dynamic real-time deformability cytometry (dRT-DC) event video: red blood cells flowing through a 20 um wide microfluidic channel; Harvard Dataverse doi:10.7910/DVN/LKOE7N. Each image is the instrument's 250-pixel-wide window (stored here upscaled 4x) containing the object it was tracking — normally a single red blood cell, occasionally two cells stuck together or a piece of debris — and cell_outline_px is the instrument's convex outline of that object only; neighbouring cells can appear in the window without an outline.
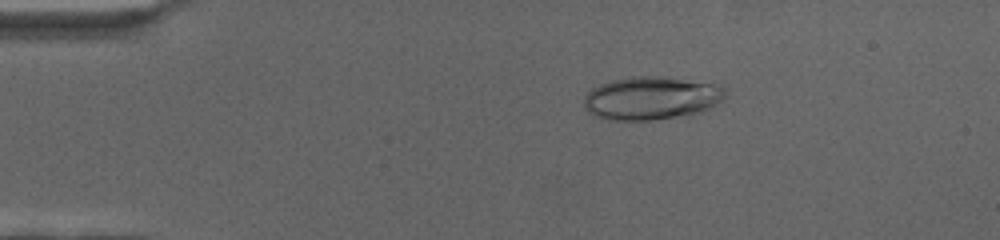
{"species": "human", "species_latin": "Homo sapiens", "temperature_condition": "cold", "stored_images_in_passage": 69, "camera_frame_rate_fps": 3000, "um_per_image_px": 0.085, "donor": {"sex": "female"}, "frame": {"image": 1, "passage_image": 13, "time_ms": 4.0, "image_size_px": [1000, 240], "cell_outline_px": [[724, 100], [700, 112], [652, 120], [608, 120], [596, 116], [588, 112], [584, 108], [584, 96], [592, 88], [600, 84], [612, 80], [632, 76], [660, 76], [712, 84], [724, 88]], "centroid_in_image_um": [55.29, 8.34], "position_along_channel_um": 29.7, "area_um2": 35.2}}
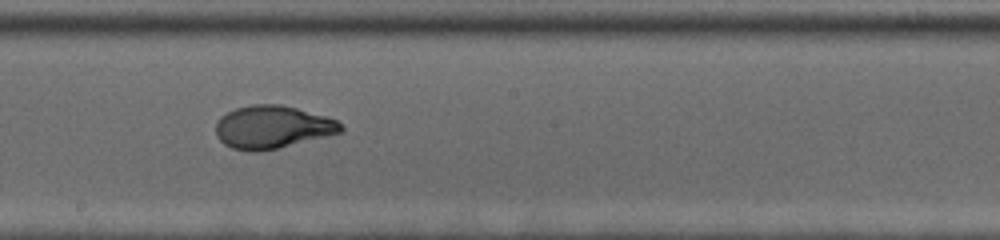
{"frame": {"image": 2, "passage_image": 39, "time_ms": 12.667, "image_size_px": [1000, 240], "cell_outline_px": [[344, 132], [276, 148], [256, 152], [252, 152], [232, 148], [224, 144], [216, 136], [216, 120], [220, 116], [236, 108], [252, 104], [280, 104], [296, 108], [324, 116], [336, 120], [344, 128]], "centroid_in_image_um": [23.12, 10.8], "position_along_channel_um": 225.1, "area_um2": 31.1}}
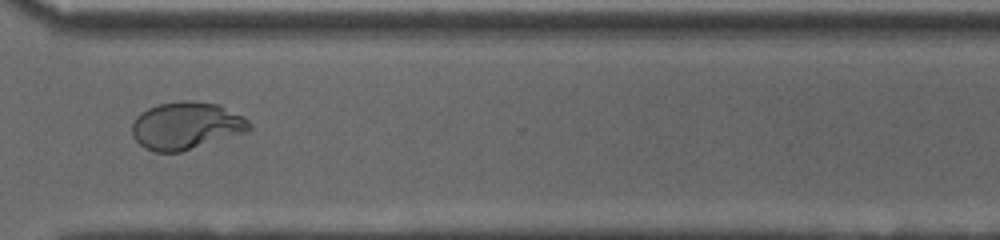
{"frame": {"image": 3, "passage_image": 52, "time_ms": 17.0, "image_size_px": [1000, 240], "cell_outline_px": [[252, 128], [248, 132], [180, 152], [156, 152], [144, 148], [132, 136], [132, 124], [136, 116], [140, 112], [148, 108], [160, 104], [184, 100], [192, 100], [220, 104], [244, 116], [252, 124]], "centroid_in_image_um": [15.85, 10.68], "position_along_channel_um": 354.7, "area_um2": 32.77}}